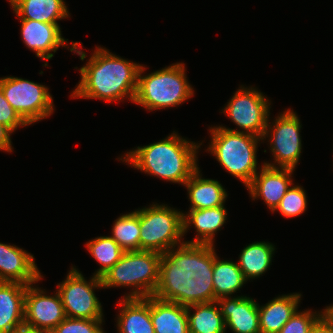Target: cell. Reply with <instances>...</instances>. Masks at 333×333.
<instances>
[{
  "label": "cell",
  "instance_id": "cell-27",
  "mask_svg": "<svg viewBox=\"0 0 333 333\" xmlns=\"http://www.w3.org/2000/svg\"><path fill=\"white\" fill-rule=\"evenodd\" d=\"M140 233V209H137L114 221L111 237L124 251H139Z\"/></svg>",
  "mask_w": 333,
  "mask_h": 333
},
{
  "label": "cell",
  "instance_id": "cell-30",
  "mask_svg": "<svg viewBox=\"0 0 333 333\" xmlns=\"http://www.w3.org/2000/svg\"><path fill=\"white\" fill-rule=\"evenodd\" d=\"M103 319H81L66 317L50 333H106L101 324Z\"/></svg>",
  "mask_w": 333,
  "mask_h": 333
},
{
  "label": "cell",
  "instance_id": "cell-15",
  "mask_svg": "<svg viewBox=\"0 0 333 333\" xmlns=\"http://www.w3.org/2000/svg\"><path fill=\"white\" fill-rule=\"evenodd\" d=\"M225 328L233 333H260L258 303L247 296L221 297L216 300Z\"/></svg>",
  "mask_w": 333,
  "mask_h": 333
},
{
  "label": "cell",
  "instance_id": "cell-28",
  "mask_svg": "<svg viewBox=\"0 0 333 333\" xmlns=\"http://www.w3.org/2000/svg\"><path fill=\"white\" fill-rule=\"evenodd\" d=\"M91 256L100 264V268L93 274L101 277L112 268L123 256L125 251L111 236H100L86 243Z\"/></svg>",
  "mask_w": 333,
  "mask_h": 333
},
{
  "label": "cell",
  "instance_id": "cell-19",
  "mask_svg": "<svg viewBox=\"0 0 333 333\" xmlns=\"http://www.w3.org/2000/svg\"><path fill=\"white\" fill-rule=\"evenodd\" d=\"M121 299L116 305L122 307L117 317L118 333H155L151 321V296Z\"/></svg>",
  "mask_w": 333,
  "mask_h": 333
},
{
  "label": "cell",
  "instance_id": "cell-5",
  "mask_svg": "<svg viewBox=\"0 0 333 333\" xmlns=\"http://www.w3.org/2000/svg\"><path fill=\"white\" fill-rule=\"evenodd\" d=\"M145 66L141 65L134 103L149 111L181 105L194 95V89L186 79L183 63L142 75Z\"/></svg>",
  "mask_w": 333,
  "mask_h": 333
},
{
  "label": "cell",
  "instance_id": "cell-6",
  "mask_svg": "<svg viewBox=\"0 0 333 333\" xmlns=\"http://www.w3.org/2000/svg\"><path fill=\"white\" fill-rule=\"evenodd\" d=\"M160 253L125 251L121 259L100 278L103 289L132 287L123 298H147L154 295L159 282Z\"/></svg>",
  "mask_w": 333,
  "mask_h": 333
},
{
  "label": "cell",
  "instance_id": "cell-32",
  "mask_svg": "<svg viewBox=\"0 0 333 333\" xmlns=\"http://www.w3.org/2000/svg\"><path fill=\"white\" fill-rule=\"evenodd\" d=\"M0 124L7 126L12 132L19 127L27 126L28 124L19 116L16 110L4 97L0 88Z\"/></svg>",
  "mask_w": 333,
  "mask_h": 333
},
{
  "label": "cell",
  "instance_id": "cell-24",
  "mask_svg": "<svg viewBox=\"0 0 333 333\" xmlns=\"http://www.w3.org/2000/svg\"><path fill=\"white\" fill-rule=\"evenodd\" d=\"M274 251L273 244L265 241L254 242L244 247L237 264L247 281L260 277L269 269Z\"/></svg>",
  "mask_w": 333,
  "mask_h": 333
},
{
  "label": "cell",
  "instance_id": "cell-1",
  "mask_svg": "<svg viewBox=\"0 0 333 333\" xmlns=\"http://www.w3.org/2000/svg\"><path fill=\"white\" fill-rule=\"evenodd\" d=\"M214 245L182 243L163 253L154 296L182 306L215 301Z\"/></svg>",
  "mask_w": 333,
  "mask_h": 333
},
{
  "label": "cell",
  "instance_id": "cell-21",
  "mask_svg": "<svg viewBox=\"0 0 333 333\" xmlns=\"http://www.w3.org/2000/svg\"><path fill=\"white\" fill-rule=\"evenodd\" d=\"M199 167L184 183L191 203L189 210L224 206L227 192L219 181L201 177Z\"/></svg>",
  "mask_w": 333,
  "mask_h": 333
},
{
  "label": "cell",
  "instance_id": "cell-36",
  "mask_svg": "<svg viewBox=\"0 0 333 333\" xmlns=\"http://www.w3.org/2000/svg\"><path fill=\"white\" fill-rule=\"evenodd\" d=\"M325 309H326V313L333 319V304L330 306H327Z\"/></svg>",
  "mask_w": 333,
  "mask_h": 333
},
{
  "label": "cell",
  "instance_id": "cell-22",
  "mask_svg": "<svg viewBox=\"0 0 333 333\" xmlns=\"http://www.w3.org/2000/svg\"><path fill=\"white\" fill-rule=\"evenodd\" d=\"M151 321L155 333H189L186 306L151 296Z\"/></svg>",
  "mask_w": 333,
  "mask_h": 333
},
{
  "label": "cell",
  "instance_id": "cell-18",
  "mask_svg": "<svg viewBox=\"0 0 333 333\" xmlns=\"http://www.w3.org/2000/svg\"><path fill=\"white\" fill-rule=\"evenodd\" d=\"M227 220V210L224 206L209 209L189 210L183 213V235L191 225L196 229V237L185 243L211 244L214 245V237Z\"/></svg>",
  "mask_w": 333,
  "mask_h": 333
},
{
  "label": "cell",
  "instance_id": "cell-4",
  "mask_svg": "<svg viewBox=\"0 0 333 333\" xmlns=\"http://www.w3.org/2000/svg\"><path fill=\"white\" fill-rule=\"evenodd\" d=\"M210 133L212 139L207 150L226 171L247 187L258 173L256 152L258 143L263 139L224 126H214Z\"/></svg>",
  "mask_w": 333,
  "mask_h": 333
},
{
  "label": "cell",
  "instance_id": "cell-14",
  "mask_svg": "<svg viewBox=\"0 0 333 333\" xmlns=\"http://www.w3.org/2000/svg\"><path fill=\"white\" fill-rule=\"evenodd\" d=\"M42 278L32 254L16 245L0 243V281L29 285Z\"/></svg>",
  "mask_w": 333,
  "mask_h": 333
},
{
  "label": "cell",
  "instance_id": "cell-29",
  "mask_svg": "<svg viewBox=\"0 0 333 333\" xmlns=\"http://www.w3.org/2000/svg\"><path fill=\"white\" fill-rule=\"evenodd\" d=\"M307 208V196L303 187L291 186L274 211H279L286 218L297 217Z\"/></svg>",
  "mask_w": 333,
  "mask_h": 333
},
{
  "label": "cell",
  "instance_id": "cell-17",
  "mask_svg": "<svg viewBox=\"0 0 333 333\" xmlns=\"http://www.w3.org/2000/svg\"><path fill=\"white\" fill-rule=\"evenodd\" d=\"M27 285L0 281V333H14L24 326Z\"/></svg>",
  "mask_w": 333,
  "mask_h": 333
},
{
  "label": "cell",
  "instance_id": "cell-3",
  "mask_svg": "<svg viewBox=\"0 0 333 333\" xmlns=\"http://www.w3.org/2000/svg\"><path fill=\"white\" fill-rule=\"evenodd\" d=\"M200 145L202 143L190 142L173 131L165 139L138 146L119 159L148 175L184 185L198 168Z\"/></svg>",
  "mask_w": 333,
  "mask_h": 333
},
{
  "label": "cell",
  "instance_id": "cell-2",
  "mask_svg": "<svg viewBox=\"0 0 333 333\" xmlns=\"http://www.w3.org/2000/svg\"><path fill=\"white\" fill-rule=\"evenodd\" d=\"M140 67L139 63L97 46L88 62L80 68L81 80L70 96L110 103L128 98L134 102Z\"/></svg>",
  "mask_w": 333,
  "mask_h": 333
},
{
  "label": "cell",
  "instance_id": "cell-34",
  "mask_svg": "<svg viewBox=\"0 0 333 333\" xmlns=\"http://www.w3.org/2000/svg\"><path fill=\"white\" fill-rule=\"evenodd\" d=\"M12 131L2 124H0V150L11 153L12 152V142L11 135Z\"/></svg>",
  "mask_w": 333,
  "mask_h": 333
},
{
  "label": "cell",
  "instance_id": "cell-23",
  "mask_svg": "<svg viewBox=\"0 0 333 333\" xmlns=\"http://www.w3.org/2000/svg\"><path fill=\"white\" fill-rule=\"evenodd\" d=\"M19 19L57 23L69 17L64 0H8Z\"/></svg>",
  "mask_w": 333,
  "mask_h": 333
},
{
  "label": "cell",
  "instance_id": "cell-7",
  "mask_svg": "<svg viewBox=\"0 0 333 333\" xmlns=\"http://www.w3.org/2000/svg\"><path fill=\"white\" fill-rule=\"evenodd\" d=\"M140 250L160 254L183 242V213L165 204L140 209Z\"/></svg>",
  "mask_w": 333,
  "mask_h": 333
},
{
  "label": "cell",
  "instance_id": "cell-11",
  "mask_svg": "<svg viewBox=\"0 0 333 333\" xmlns=\"http://www.w3.org/2000/svg\"><path fill=\"white\" fill-rule=\"evenodd\" d=\"M263 93L254 87L240 86L232 98L224 106L222 112L231 119L235 125L242 128L243 133H249L263 138L267 122L270 120V101Z\"/></svg>",
  "mask_w": 333,
  "mask_h": 333
},
{
  "label": "cell",
  "instance_id": "cell-16",
  "mask_svg": "<svg viewBox=\"0 0 333 333\" xmlns=\"http://www.w3.org/2000/svg\"><path fill=\"white\" fill-rule=\"evenodd\" d=\"M21 36L24 44L35 51L36 56L52 59L59 46L67 47L68 39H64L58 23H43L35 20L20 19ZM54 52V53H51Z\"/></svg>",
  "mask_w": 333,
  "mask_h": 333
},
{
  "label": "cell",
  "instance_id": "cell-12",
  "mask_svg": "<svg viewBox=\"0 0 333 333\" xmlns=\"http://www.w3.org/2000/svg\"><path fill=\"white\" fill-rule=\"evenodd\" d=\"M66 318L61 297L56 290L55 295H46L44 290L33 284L27 285L24 306V326L51 332Z\"/></svg>",
  "mask_w": 333,
  "mask_h": 333
},
{
  "label": "cell",
  "instance_id": "cell-25",
  "mask_svg": "<svg viewBox=\"0 0 333 333\" xmlns=\"http://www.w3.org/2000/svg\"><path fill=\"white\" fill-rule=\"evenodd\" d=\"M186 309L189 333H225V322L217 301L189 305Z\"/></svg>",
  "mask_w": 333,
  "mask_h": 333
},
{
  "label": "cell",
  "instance_id": "cell-33",
  "mask_svg": "<svg viewBox=\"0 0 333 333\" xmlns=\"http://www.w3.org/2000/svg\"><path fill=\"white\" fill-rule=\"evenodd\" d=\"M309 333H333V319L325 312L311 327Z\"/></svg>",
  "mask_w": 333,
  "mask_h": 333
},
{
  "label": "cell",
  "instance_id": "cell-20",
  "mask_svg": "<svg viewBox=\"0 0 333 333\" xmlns=\"http://www.w3.org/2000/svg\"><path fill=\"white\" fill-rule=\"evenodd\" d=\"M300 298V293H293L279 295L264 306L258 303L260 333H278L298 310Z\"/></svg>",
  "mask_w": 333,
  "mask_h": 333
},
{
  "label": "cell",
  "instance_id": "cell-8",
  "mask_svg": "<svg viewBox=\"0 0 333 333\" xmlns=\"http://www.w3.org/2000/svg\"><path fill=\"white\" fill-rule=\"evenodd\" d=\"M0 88L6 100L28 125L53 114V98L45 85L7 76L0 78Z\"/></svg>",
  "mask_w": 333,
  "mask_h": 333
},
{
  "label": "cell",
  "instance_id": "cell-9",
  "mask_svg": "<svg viewBox=\"0 0 333 333\" xmlns=\"http://www.w3.org/2000/svg\"><path fill=\"white\" fill-rule=\"evenodd\" d=\"M279 115L275 117L276 119L272 123L267 122L262 138L264 140L269 137L270 152L274 157L273 160H275L274 163L264 162V165L295 170L302 150L300 119L291 109Z\"/></svg>",
  "mask_w": 333,
  "mask_h": 333
},
{
  "label": "cell",
  "instance_id": "cell-35",
  "mask_svg": "<svg viewBox=\"0 0 333 333\" xmlns=\"http://www.w3.org/2000/svg\"><path fill=\"white\" fill-rule=\"evenodd\" d=\"M14 333H50V332L31 329V328L23 326L20 329H18L17 331H15Z\"/></svg>",
  "mask_w": 333,
  "mask_h": 333
},
{
  "label": "cell",
  "instance_id": "cell-31",
  "mask_svg": "<svg viewBox=\"0 0 333 333\" xmlns=\"http://www.w3.org/2000/svg\"><path fill=\"white\" fill-rule=\"evenodd\" d=\"M325 312L326 309L320 313L309 309L302 312L297 310L278 333H309L311 327Z\"/></svg>",
  "mask_w": 333,
  "mask_h": 333
},
{
  "label": "cell",
  "instance_id": "cell-13",
  "mask_svg": "<svg viewBox=\"0 0 333 333\" xmlns=\"http://www.w3.org/2000/svg\"><path fill=\"white\" fill-rule=\"evenodd\" d=\"M291 168H274L263 164L252 182L247 186L253 200L262 198L270 211L274 212L281 199L293 185Z\"/></svg>",
  "mask_w": 333,
  "mask_h": 333
},
{
  "label": "cell",
  "instance_id": "cell-26",
  "mask_svg": "<svg viewBox=\"0 0 333 333\" xmlns=\"http://www.w3.org/2000/svg\"><path fill=\"white\" fill-rule=\"evenodd\" d=\"M213 285L215 301L221 297H230L247 282L236 262L219 260L215 252L213 264Z\"/></svg>",
  "mask_w": 333,
  "mask_h": 333
},
{
  "label": "cell",
  "instance_id": "cell-10",
  "mask_svg": "<svg viewBox=\"0 0 333 333\" xmlns=\"http://www.w3.org/2000/svg\"><path fill=\"white\" fill-rule=\"evenodd\" d=\"M57 285L66 317L103 319L102 305L94 293V289L103 288L100 277L93 275L87 281L78 269L71 267L66 279Z\"/></svg>",
  "mask_w": 333,
  "mask_h": 333
}]
</instances>
